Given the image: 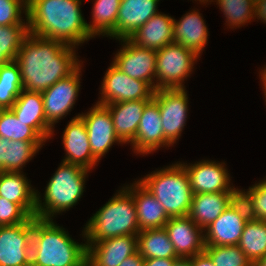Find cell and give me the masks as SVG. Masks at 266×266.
I'll use <instances>...</instances> for the list:
<instances>
[{
    "instance_id": "50",
    "label": "cell",
    "mask_w": 266,
    "mask_h": 266,
    "mask_svg": "<svg viewBox=\"0 0 266 266\" xmlns=\"http://www.w3.org/2000/svg\"><path fill=\"white\" fill-rule=\"evenodd\" d=\"M17 1L22 2L27 8L29 7V4L31 2V0H17Z\"/></svg>"
},
{
    "instance_id": "13",
    "label": "cell",
    "mask_w": 266,
    "mask_h": 266,
    "mask_svg": "<svg viewBox=\"0 0 266 266\" xmlns=\"http://www.w3.org/2000/svg\"><path fill=\"white\" fill-rule=\"evenodd\" d=\"M33 220L0 226V266H31Z\"/></svg>"
},
{
    "instance_id": "15",
    "label": "cell",
    "mask_w": 266,
    "mask_h": 266,
    "mask_svg": "<svg viewBox=\"0 0 266 266\" xmlns=\"http://www.w3.org/2000/svg\"><path fill=\"white\" fill-rule=\"evenodd\" d=\"M80 117L86 124L90 149L98 162L115 143L123 144L114 131L112 116L105 106L94 104Z\"/></svg>"
},
{
    "instance_id": "51",
    "label": "cell",
    "mask_w": 266,
    "mask_h": 266,
    "mask_svg": "<svg viewBox=\"0 0 266 266\" xmlns=\"http://www.w3.org/2000/svg\"><path fill=\"white\" fill-rule=\"evenodd\" d=\"M4 109L1 107V105H0V112H2Z\"/></svg>"
},
{
    "instance_id": "19",
    "label": "cell",
    "mask_w": 266,
    "mask_h": 266,
    "mask_svg": "<svg viewBox=\"0 0 266 266\" xmlns=\"http://www.w3.org/2000/svg\"><path fill=\"white\" fill-rule=\"evenodd\" d=\"M62 136V144L66 152L62 161L79 165L89 171L94 170L98 161L93 157L86 124L80 117V113L68 122Z\"/></svg>"
},
{
    "instance_id": "47",
    "label": "cell",
    "mask_w": 266,
    "mask_h": 266,
    "mask_svg": "<svg viewBox=\"0 0 266 266\" xmlns=\"http://www.w3.org/2000/svg\"><path fill=\"white\" fill-rule=\"evenodd\" d=\"M264 67V68H263ZM259 70V77H261L266 82V65Z\"/></svg>"
},
{
    "instance_id": "48",
    "label": "cell",
    "mask_w": 266,
    "mask_h": 266,
    "mask_svg": "<svg viewBox=\"0 0 266 266\" xmlns=\"http://www.w3.org/2000/svg\"><path fill=\"white\" fill-rule=\"evenodd\" d=\"M260 83H262L261 84V87H262V91L264 92V97H265V103H266V82L260 77ZM263 85V86H262Z\"/></svg>"
},
{
    "instance_id": "7",
    "label": "cell",
    "mask_w": 266,
    "mask_h": 266,
    "mask_svg": "<svg viewBox=\"0 0 266 266\" xmlns=\"http://www.w3.org/2000/svg\"><path fill=\"white\" fill-rule=\"evenodd\" d=\"M199 58L194 51L174 42L156 50L155 90L186 88L184 82Z\"/></svg>"
},
{
    "instance_id": "9",
    "label": "cell",
    "mask_w": 266,
    "mask_h": 266,
    "mask_svg": "<svg viewBox=\"0 0 266 266\" xmlns=\"http://www.w3.org/2000/svg\"><path fill=\"white\" fill-rule=\"evenodd\" d=\"M186 88L155 90L153 100L158 104L165 139L172 145L182 136L188 119L189 97Z\"/></svg>"
},
{
    "instance_id": "32",
    "label": "cell",
    "mask_w": 266,
    "mask_h": 266,
    "mask_svg": "<svg viewBox=\"0 0 266 266\" xmlns=\"http://www.w3.org/2000/svg\"><path fill=\"white\" fill-rule=\"evenodd\" d=\"M216 2L219 9L223 12L225 25L229 28H241L246 23L254 20V1L253 0H212Z\"/></svg>"
},
{
    "instance_id": "8",
    "label": "cell",
    "mask_w": 266,
    "mask_h": 266,
    "mask_svg": "<svg viewBox=\"0 0 266 266\" xmlns=\"http://www.w3.org/2000/svg\"><path fill=\"white\" fill-rule=\"evenodd\" d=\"M101 82V95L96 104L103 106L123 101L152 100L155 92L149 83L131 78L112 62Z\"/></svg>"
},
{
    "instance_id": "6",
    "label": "cell",
    "mask_w": 266,
    "mask_h": 266,
    "mask_svg": "<svg viewBox=\"0 0 266 266\" xmlns=\"http://www.w3.org/2000/svg\"><path fill=\"white\" fill-rule=\"evenodd\" d=\"M137 181L159 201L169 218L188 216L193 192L189 176L179 161Z\"/></svg>"
},
{
    "instance_id": "17",
    "label": "cell",
    "mask_w": 266,
    "mask_h": 266,
    "mask_svg": "<svg viewBox=\"0 0 266 266\" xmlns=\"http://www.w3.org/2000/svg\"><path fill=\"white\" fill-rule=\"evenodd\" d=\"M86 246V266H119L126 258L138 252V239L137 236L124 235Z\"/></svg>"
},
{
    "instance_id": "26",
    "label": "cell",
    "mask_w": 266,
    "mask_h": 266,
    "mask_svg": "<svg viewBox=\"0 0 266 266\" xmlns=\"http://www.w3.org/2000/svg\"><path fill=\"white\" fill-rule=\"evenodd\" d=\"M173 20L174 17L159 12L128 39L138 47L159 50L173 43Z\"/></svg>"
},
{
    "instance_id": "5",
    "label": "cell",
    "mask_w": 266,
    "mask_h": 266,
    "mask_svg": "<svg viewBox=\"0 0 266 266\" xmlns=\"http://www.w3.org/2000/svg\"><path fill=\"white\" fill-rule=\"evenodd\" d=\"M89 172L79 165L61 161L46 184L43 199L36 190L35 217L53 219L73 208L84 195Z\"/></svg>"
},
{
    "instance_id": "43",
    "label": "cell",
    "mask_w": 266,
    "mask_h": 266,
    "mask_svg": "<svg viewBox=\"0 0 266 266\" xmlns=\"http://www.w3.org/2000/svg\"><path fill=\"white\" fill-rule=\"evenodd\" d=\"M177 259L150 258L144 260L143 266H172Z\"/></svg>"
},
{
    "instance_id": "22",
    "label": "cell",
    "mask_w": 266,
    "mask_h": 266,
    "mask_svg": "<svg viewBox=\"0 0 266 266\" xmlns=\"http://www.w3.org/2000/svg\"><path fill=\"white\" fill-rule=\"evenodd\" d=\"M196 8L173 20V42L183 45L201 57L209 39L206 21Z\"/></svg>"
},
{
    "instance_id": "31",
    "label": "cell",
    "mask_w": 266,
    "mask_h": 266,
    "mask_svg": "<svg viewBox=\"0 0 266 266\" xmlns=\"http://www.w3.org/2000/svg\"><path fill=\"white\" fill-rule=\"evenodd\" d=\"M23 90L18 63L10 61L0 67V105L10 109Z\"/></svg>"
},
{
    "instance_id": "2",
    "label": "cell",
    "mask_w": 266,
    "mask_h": 266,
    "mask_svg": "<svg viewBox=\"0 0 266 266\" xmlns=\"http://www.w3.org/2000/svg\"><path fill=\"white\" fill-rule=\"evenodd\" d=\"M81 5L82 0H31L27 8L29 32L78 48L94 38Z\"/></svg>"
},
{
    "instance_id": "36",
    "label": "cell",
    "mask_w": 266,
    "mask_h": 266,
    "mask_svg": "<svg viewBox=\"0 0 266 266\" xmlns=\"http://www.w3.org/2000/svg\"><path fill=\"white\" fill-rule=\"evenodd\" d=\"M239 196L245 201L251 219L266 221V178L255 182L248 189H239Z\"/></svg>"
},
{
    "instance_id": "41",
    "label": "cell",
    "mask_w": 266,
    "mask_h": 266,
    "mask_svg": "<svg viewBox=\"0 0 266 266\" xmlns=\"http://www.w3.org/2000/svg\"><path fill=\"white\" fill-rule=\"evenodd\" d=\"M254 7V20L258 19L266 24V0H256Z\"/></svg>"
},
{
    "instance_id": "30",
    "label": "cell",
    "mask_w": 266,
    "mask_h": 266,
    "mask_svg": "<svg viewBox=\"0 0 266 266\" xmlns=\"http://www.w3.org/2000/svg\"><path fill=\"white\" fill-rule=\"evenodd\" d=\"M239 248L254 264L266 255V221L249 218L245 223Z\"/></svg>"
},
{
    "instance_id": "14",
    "label": "cell",
    "mask_w": 266,
    "mask_h": 266,
    "mask_svg": "<svg viewBox=\"0 0 266 266\" xmlns=\"http://www.w3.org/2000/svg\"><path fill=\"white\" fill-rule=\"evenodd\" d=\"M118 49L112 63L131 78L149 83L155 89L156 50L141 48L129 39H119Z\"/></svg>"
},
{
    "instance_id": "33",
    "label": "cell",
    "mask_w": 266,
    "mask_h": 266,
    "mask_svg": "<svg viewBox=\"0 0 266 266\" xmlns=\"http://www.w3.org/2000/svg\"><path fill=\"white\" fill-rule=\"evenodd\" d=\"M0 136L13 141H45L32 127L17 119L11 109L0 112Z\"/></svg>"
},
{
    "instance_id": "23",
    "label": "cell",
    "mask_w": 266,
    "mask_h": 266,
    "mask_svg": "<svg viewBox=\"0 0 266 266\" xmlns=\"http://www.w3.org/2000/svg\"><path fill=\"white\" fill-rule=\"evenodd\" d=\"M124 187L133 195L139 230L164 228L169 217L159 201L138 181Z\"/></svg>"
},
{
    "instance_id": "34",
    "label": "cell",
    "mask_w": 266,
    "mask_h": 266,
    "mask_svg": "<svg viewBox=\"0 0 266 266\" xmlns=\"http://www.w3.org/2000/svg\"><path fill=\"white\" fill-rule=\"evenodd\" d=\"M28 33V24L0 26V67L16 59Z\"/></svg>"
},
{
    "instance_id": "35",
    "label": "cell",
    "mask_w": 266,
    "mask_h": 266,
    "mask_svg": "<svg viewBox=\"0 0 266 266\" xmlns=\"http://www.w3.org/2000/svg\"><path fill=\"white\" fill-rule=\"evenodd\" d=\"M46 141H13L8 142L7 172H23L26 163L39 153ZM22 170V171H21Z\"/></svg>"
},
{
    "instance_id": "21",
    "label": "cell",
    "mask_w": 266,
    "mask_h": 266,
    "mask_svg": "<svg viewBox=\"0 0 266 266\" xmlns=\"http://www.w3.org/2000/svg\"><path fill=\"white\" fill-rule=\"evenodd\" d=\"M17 119L32 127L46 142L54 135V129L47 123L41 92L23 89L10 108Z\"/></svg>"
},
{
    "instance_id": "44",
    "label": "cell",
    "mask_w": 266,
    "mask_h": 266,
    "mask_svg": "<svg viewBox=\"0 0 266 266\" xmlns=\"http://www.w3.org/2000/svg\"><path fill=\"white\" fill-rule=\"evenodd\" d=\"M144 258L139 252L133 254L132 256L126 258L119 266H143Z\"/></svg>"
},
{
    "instance_id": "25",
    "label": "cell",
    "mask_w": 266,
    "mask_h": 266,
    "mask_svg": "<svg viewBox=\"0 0 266 266\" xmlns=\"http://www.w3.org/2000/svg\"><path fill=\"white\" fill-rule=\"evenodd\" d=\"M239 192L193 194L188 216L203 230L234 201Z\"/></svg>"
},
{
    "instance_id": "40",
    "label": "cell",
    "mask_w": 266,
    "mask_h": 266,
    "mask_svg": "<svg viewBox=\"0 0 266 266\" xmlns=\"http://www.w3.org/2000/svg\"><path fill=\"white\" fill-rule=\"evenodd\" d=\"M10 139L0 136V171L7 172V152Z\"/></svg>"
},
{
    "instance_id": "10",
    "label": "cell",
    "mask_w": 266,
    "mask_h": 266,
    "mask_svg": "<svg viewBox=\"0 0 266 266\" xmlns=\"http://www.w3.org/2000/svg\"><path fill=\"white\" fill-rule=\"evenodd\" d=\"M249 218L248 207L238 195L224 212L204 229L205 246L238 245Z\"/></svg>"
},
{
    "instance_id": "39",
    "label": "cell",
    "mask_w": 266,
    "mask_h": 266,
    "mask_svg": "<svg viewBox=\"0 0 266 266\" xmlns=\"http://www.w3.org/2000/svg\"><path fill=\"white\" fill-rule=\"evenodd\" d=\"M31 216L19 205L0 196V226L27 222Z\"/></svg>"
},
{
    "instance_id": "11",
    "label": "cell",
    "mask_w": 266,
    "mask_h": 266,
    "mask_svg": "<svg viewBox=\"0 0 266 266\" xmlns=\"http://www.w3.org/2000/svg\"><path fill=\"white\" fill-rule=\"evenodd\" d=\"M83 63L69 76L60 79L53 86L41 92L47 123L54 129L59 120L73 109L81 86Z\"/></svg>"
},
{
    "instance_id": "46",
    "label": "cell",
    "mask_w": 266,
    "mask_h": 266,
    "mask_svg": "<svg viewBox=\"0 0 266 266\" xmlns=\"http://www.w3.org/2000/svg\"><path fill=\"white\" fill-rule=\"evenodd\" d=\"M253 266H266V255L260 259H258Z\"/></svg>"
},
{
    "instance_id": "42",
    "label": "cell",
    "mask_w": 266,
    "mask_h": 266,
    "mask_svg": "<svg viewBox=\"0 0 266 266\" xmlns=\"http://www.w3.org/2000/svg\"><path fill=\"white\" fill-rule=\"evenodd\" d=\"M191 266H215L210 257L205 253H201L190 257Z\"/></svg>"
},
{
    "instance_id": "24",
    "label": "cell",
    "mask_w": 266,
    "mask_h": 266,
    "mask_svg": "<svg viewBox=\"0 0 266 266\" xmlns=\"http://www.w3.org/2000/svg\"><path fill=\"white\" fill-rule=\"evenodd\" d=\"M150 101H123L104 105L112 116L114 131L123 144H130L135 139L143 110Z\"/></svg>"
},
{
    "instance_id": "12",
    "label": "cell",
    "mask_w": 266,
    "mask_h": 266,
    "mask_svg": "<svg viewBox=\"0 0 266 266\" xmlns=\"http://www.w3.org/2000/svg\"><path fill=\"white\" fill-rule=\"evenodd\" d=\"M196 162L194 164L180 162L189 176L193 194L239 192V188L231 183V177L224 161L202 159Z\"/></svg>"
},
{
    "instance_id": "45",
    "label": "cell",
    "mask_w": 266,
    "mask_h": 266,
    "mask_svg": "<svg viewBox=\"0 0 266 266\" xmlns=\"http://www.w3.org/2000/svg\"><path fill=\"white\" fill-rule=\"evenodd\" d=\"M172 266H191L190 258H179L173 263Z\"/></svg>"
},
{
    "instance_id": "37",
    "label": "cell",
    "mask_w": 266,
    "mask_h": 266,
    "mask_svg": "<svg viewBox=\"0 0 266 266\" xmlns=\"http://www.w3.org/2000/svg\"><path fill=\"white\" fill-rule=\"evenodd\" d=\"M204 252L215 266H253L238 245L205 246Z\"/></svg>"
},
{
    "instance_id": "29",
    "label": "cell",
    "mask_w": 266,
    "mask_h": 266,
    "mask_svg": "<svg viewBox=\"0 0 266 266\" xmlns=\"http://www.w3.org/2000/svg\"><path fill=\"white\" fill-rule=\"evenodd\" d=\"M84 1V0H83ZM87 1V0H86ZM92 21L87 23L90 34L115 39V27L121 0H93Z\"/></svg>"
},
{
    "instance_id": "38",
    "label": "cell",
    "mask_w": 266,
    "mask_h": 266,
    "mask_svg": "<svg viewBox=\"0 0 266 266\" xmlns=\"http://www.w3.org/2000/svg\"><path fill=\"white\" fill-rule=\"evenodd\" d=\"M27 15V7L22 2L17 0H0V26L28 24Z\"/></svg>"
},
{
    "instance_id": "16",
    "label": "cell",
    "mask_w": 266,
    "mask_h": 266,
    "mask_svg": "<svg viewBox=\"0 0 266 266\" xmlns=\"http://www.w3.org/2000/svg\"><path fill=\"white\" fill-rule=\"evenodd\" d=\"M158 104L152 99L144 108L135 139L130 143L135 155H148L172 145L165 139Z\"/></svg>"
},
{
    "instance_id": "49",
    "label": "cell",
    "mask_w": 266,
    "mask_h": 266,
    "mask_svg": "<svg viewBox=\"0 0 266 266\" xmlns=\"http://www.w3.org/2000/svg\"><path fill=\"white\" fill-rule=\"evenodd\" d=\"M195 1H196V2L199 1V3H200V4H203V5H204V4H205V5H206V4L208 5V4H211V1H212V0H195Z\"/></svg>"
},
{
    "instance_id": "4",
    "label": "cell",
    "mask_w": 266,
    "mask_h": 266,
    "mask_svg": "<svg viewBox=\"0 0 266 266\" xmlns=\"http://www.w3.org/2000/svg\"><path fill=\"white\" fill-rule=\"evenodd\" d=\"M139 232L133 195L122 186L86 222L82 230V238L86 245H90L93 242L118 236H137Z\"/></svg>"
},
{
    "instance_id": "27",
    "label": "cell",
    "mask_w": 266,
    "mask_h": 266,
    "mask_svg": "<svg viewBox=\"0 0 266 266\" xmlns=\"http://www.w3.org/2000/svg\"><path fill=\"white\" fill-rule=\"evenodd\" d=\"M0 196L19 204L31 217L35 216L36 188L24 172L0 171Z\"/></svg>"
},
{
    "instance_id": "28",
    "label": "cell",
    "mask_w": 266,
    "mask_h": 266,
    "mask_svg": "<svg viewBox=\"0 0 266 266\" xmlns=\"http://www.w3.org/2000/svg\"><path fill=\"white\" fill-rule=\"evenodd\" d=\"M137 239L138 252L144 259H179L164 228L141 230Z\"/></svg>"
},
{
    "instance_id": "18",
    "label": "cell",
    "mask_w": 266,
    "mask_h": 266,
    "mask_svg": "<svg viewBox=\"0 0 266 266\" xmlns=\"http://www.w3.org/2000/svg\"><path fill=\"white\" fill-rule=\"evenodd\" d=\"M164 229L179 258H190L204 252V230L189 216L170 217Z\"/></svg>"
},
{
    "instance_id": "1",
    "label": "cell",
    "mask_w": 266,
    "mask_h": 266,
    "mask_svg": "<svg viewBox=\"0 0 266 266\" xmlns=\"http://www.w3.org/2000/svg\"><path fill=\"white\" fill-rule=\"evenodd\" d=\"M75 49L77 47L29 32L15 59L23 89L43 92L72 74L83 63Z\"/></svg>"
},
{
    "instance_id": "3",
    "label": "cell",
    "mask_w": 266,
    "mask_h": 266,
    "mask_svg": "<svg viewBox=\"0 0 266 266\" xmlns=\"http://www.w3.org/2000/svg\"><path fill=\"white\" fill-rule=\"evenodd\" d=\"M54 219L34 216L31 266H86V242H77Z\"/></svg>"
},
{
    "instance_id": "20",
    "label": "cell",
    "mask_w": 266,
    "mask_h": 266,
    "mask_svg": "<svg viewBox=\"0 0 266 266\" xmlns=\"http://www.w3.org/2000/svg\"><path fill=\"white\" fill-rule=\"evenodd\" d=\"M160 0H121L115 27V39H128L152 16L159 13Z\"/></svg>"
}]
</instances>
